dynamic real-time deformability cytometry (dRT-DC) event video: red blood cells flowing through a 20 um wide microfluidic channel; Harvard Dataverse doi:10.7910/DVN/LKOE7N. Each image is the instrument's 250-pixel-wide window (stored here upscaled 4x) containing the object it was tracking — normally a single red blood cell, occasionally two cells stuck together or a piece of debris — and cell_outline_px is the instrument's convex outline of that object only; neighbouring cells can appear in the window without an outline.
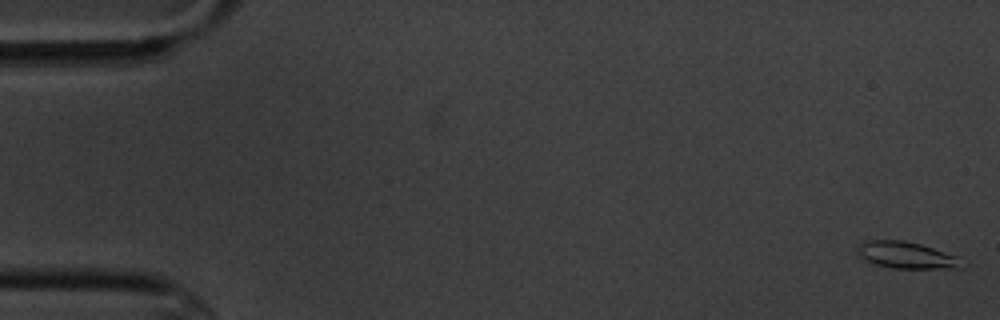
{"species": "common noctule bat (a hibernating species)", "species_latin": "Nyctalus noctula", "temperature_condition": "cold", "stored_images_in_passage": 5, "camera_frame_rate_fps": 3000, "um_per_image_px": 0.085, "animal": {"sex": "male", "body_mass_g": 20.1, "forearm_length_mm": 53.5}, "frame": {"image": 1, "passage_image": 1, "time_ms": 0.0, "image_size_px": [1000, 320], "cell_outline_px": [[964, 268], [892, 268], [876, 264], [864, 260], [856, 252], [856, 248], [864, 240], [904, 240], [920, 244], [960, 256]], "centroid_in_image_um": [77.05, 21.68], "position_along_channel_um": 7.9, "area_um2": 16.42}}
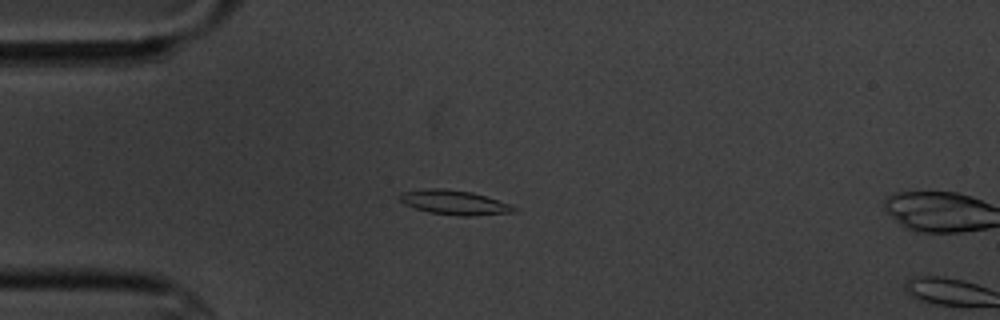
{"frame": {"image": 2, "passage_image": 4, "time_ms": 4.667, "image_size_px": [1000, 320], "cell_outline_px": [[520, 208], [516, 212], [472, 216], [460, 216], [428, 212], [404, 204], [400, 200], [400, 192], [432, 188], [444, 188], [472, 192]], "centroid_in_image_um": [38.63, 17.21], "position_along_channel_um": 46.4, "area_um2": 16.18}}